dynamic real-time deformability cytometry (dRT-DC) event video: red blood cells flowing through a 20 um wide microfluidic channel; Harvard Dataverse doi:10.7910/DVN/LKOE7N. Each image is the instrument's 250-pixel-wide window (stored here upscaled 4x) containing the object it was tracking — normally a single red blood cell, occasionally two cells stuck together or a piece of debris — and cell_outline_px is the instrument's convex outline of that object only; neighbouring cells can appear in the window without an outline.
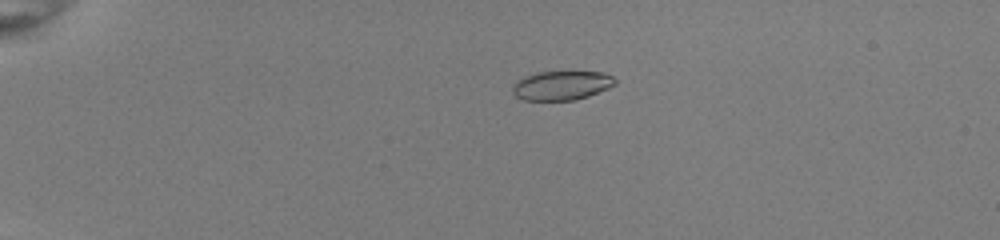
{"species": "common noctule bat (a hibernating species)", "species_latin": "Nyctalus noctula", "temperature_condition": "room temperature", "stored_images_in_passage": 55, "camera_frame_rate_fps": 3000, "um_per_image_px": 0.085, "animal": {"sex": "female", "body_mass_g": 22.0, "forearm_length_mm": 56.7}, "frame": {"image": 1, "passage_image": 15, "time_ms": 4.667, "image_size_px": [1000, 240], "cell_outline_px": [[616, 84], [608, 88], [588, 96], [576, 100], [520, 100], [512, 92], [512, 84], [516, 80], [524, 76], [536, 72], [604, 72], [612, 76], [616, 80]], "centroid_in_image_um": [47.7, 7.26], "position_along_channel_um": 37.3, "area_um2": 17.57}}
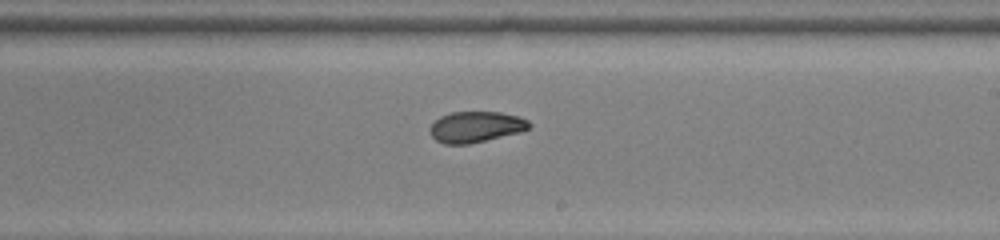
{"frame": {"image": 2, "passage_image": 36, "time_ms": 11.667, "image_size_px": [1000, 240], "cell_outline_px": [[532, 124], [528, 128], [520, 132], [468, 144], [444, 144], [436, 140], [432, 136], [428, 128], [440, 116], [452, 112], [500, 112], [520, 116], [528, 120]], "centroid_in_image_um": [40.44, 10.78], "position_along_channel_um": 248.6, "area_um2": 17.86}}
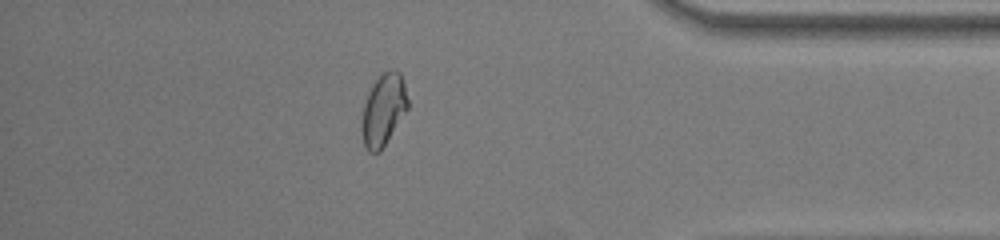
{"frame": {"image": 3, "passage_image": 49, "time_ms": 16.0, "image_size_px": [1000, 240], "cell_outline_px": [[408, 108], [380, 152], [368, 152], [364, 148], [360, 128], [364, 104], [368, 92], [372, 84], [384, 72], [392, 68], [396, 68], [400, 72], [404, 84], [408, 100]], "centroid_in_image_um": [32.57, 9.34], "position_along_channel_um": 402.6, "area_um2": 19.36}, "authors_computed_cell_mechanics": {"area_um2": 18.9584, "velocity_mm_per_s": 4.0104, "shape_relaxation_time_tau1_ms": 3.9393, "shape_relaxation_time_tau2_ms": 2.1494, "deformation_change_tau1": 0.1641, "deformation_change_tau2": 0.065}}